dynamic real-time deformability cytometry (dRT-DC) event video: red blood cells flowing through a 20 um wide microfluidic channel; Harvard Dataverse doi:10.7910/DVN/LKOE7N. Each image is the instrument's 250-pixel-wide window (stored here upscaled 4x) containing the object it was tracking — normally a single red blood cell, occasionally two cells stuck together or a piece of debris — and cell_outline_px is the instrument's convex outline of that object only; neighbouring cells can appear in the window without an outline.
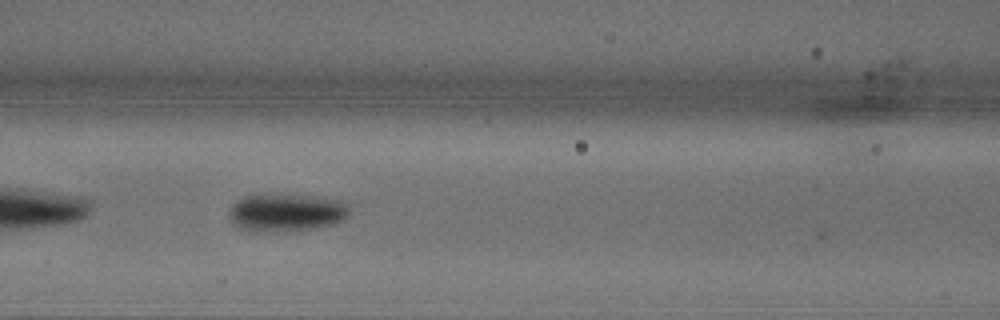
{"species": "common noctule bat (a hibernating species)", "species_latin": "Nyctalus noctula", "temperature_condition": "warm", "stored_images_in_passage": 12, "camera_frame_rate_fps": 3000, "um_per_image_px": 0.085, "animal": {"sex": "male", "body_mass_g": 18.8}, "frame": {"image": 1, "passage_image": 8, "time_ms": 2.333, "image_size_px": [1000, 320], "cell_outline_px": [[348, 212], [344, 220], [332, 224], [308, 228], [256, 232], [252, 232], [240, 228], [232, 220], [232, 204], [236, 200], [244, 196], [256, 192], [296, 192], [348, 200]], "centroid_in_image_um": [24.38, 17.95], "position_along_channel_um": 142.2, "area_um2": 27.46}}